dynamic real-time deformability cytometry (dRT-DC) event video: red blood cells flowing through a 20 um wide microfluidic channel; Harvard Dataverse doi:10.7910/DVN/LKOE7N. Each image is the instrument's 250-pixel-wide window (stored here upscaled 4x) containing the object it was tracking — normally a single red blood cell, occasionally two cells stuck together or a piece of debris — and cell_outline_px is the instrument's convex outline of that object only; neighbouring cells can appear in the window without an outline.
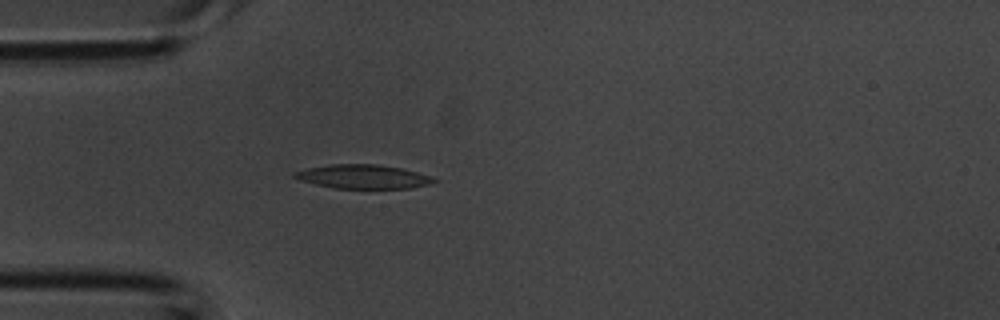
{"species": "common noctule bat (a hibernating species)", "species_latin": "Nyctalus noctula", "temperature_condition": "room temperature", "stored_images_in_passage": 2, "camera_frame_rate_fps": 3000, "um_per_image_px": 0.085, "animal": {"sex": "male", "body_mass_g": 20.1, "forearm_length_mm": 53.5}, "frame": {"image": 1, "passage_image": 2, "time_ms": 0.333, "image_size_px": [1000, 320], "cell_outline_px": [[440, 180], [428, 184], [408, 188], [332, 188], [300, 180], [292, 176], [292, 172], [308, 168], [328, 164], [376, 164], [400, 168], [432, 176]], "centroid_in_image_um": [30.84, 15.01], "position_along_channel_um": 54.2, "area_um2": 19.36}}